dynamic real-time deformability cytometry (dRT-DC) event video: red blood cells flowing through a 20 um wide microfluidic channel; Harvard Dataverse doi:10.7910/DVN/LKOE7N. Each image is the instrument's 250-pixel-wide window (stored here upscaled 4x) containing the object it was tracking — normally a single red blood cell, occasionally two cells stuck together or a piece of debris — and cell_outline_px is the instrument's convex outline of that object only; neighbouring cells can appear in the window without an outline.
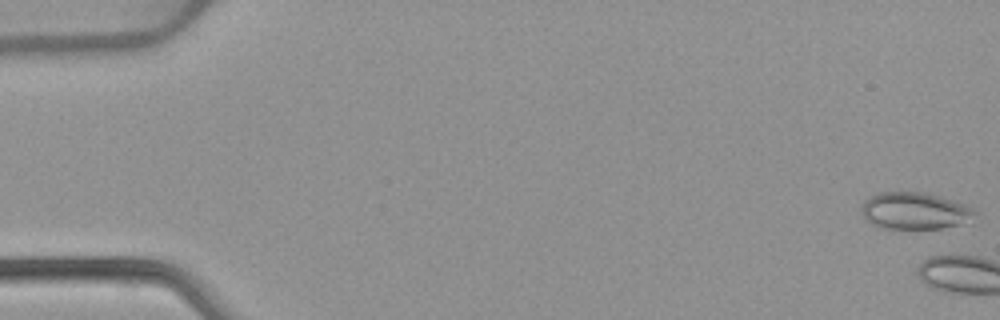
{"species": "common noctule bat (a hibernating species)", "species_latin": "Nyctalus noctula", "temperature_condition": "warm", "stored_images_in_passage": 4, "camera_frame_rate_fps": 3000, "um_per_image_px": 0.085, "animal": {"sex": "female", "body_mass_g": 22.7, "forearm_length_mm": 54.2}, "frame": {"image": 1, "passage_image": 1, "time_ms": 0.0, "image_size_px": [1000, 320], "cell_outline_px": [[980, 212], [972, 224], [940, 228], [880, 228], [872, 224], [860, 212], [864, 200], [880, 192], [928, 192], [964, 204]], "centroid_in_image_um": [77.86, 17.93], "position_along_channel_um": 7.1, "area_um2": 24.91}}